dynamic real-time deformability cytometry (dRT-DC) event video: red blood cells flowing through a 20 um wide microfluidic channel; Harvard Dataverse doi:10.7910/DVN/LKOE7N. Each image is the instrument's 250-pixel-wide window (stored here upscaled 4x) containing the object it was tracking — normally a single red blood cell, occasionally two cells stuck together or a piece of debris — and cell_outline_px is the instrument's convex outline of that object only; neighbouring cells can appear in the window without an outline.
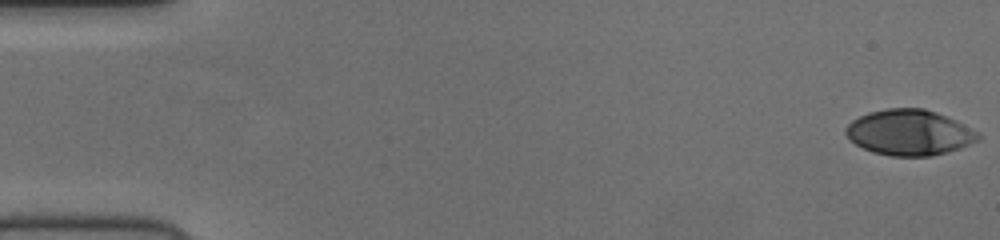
{"species": "human", "species_latin": "Homo sapiens", "temperature_condition": "cold", "stored_images_in_passage": 53, "camera_frame_rate_fps": 3000, "um_per_image_px": 0.085, "donor": {"sex": "female"}, "frame": {"image": 1, "passage_image": 1, "time_ms": 0.0, "image_size_px": [1000, 240], "cell_outline_px": [[980, 140], [960, 148], [948, 152], [932, 156], [892, 156], [872, 152], [856, 144], [844, 132], [844, 128], [852, 120], [868, 112], [888, 108], [924, 108], [936, 112], [956, 120], [976, 132], [980, 136]], "centroid_in_image_um": [77.29, 11.26], "position_along_channel_um": 7.7, "area_um2": 35.08}}
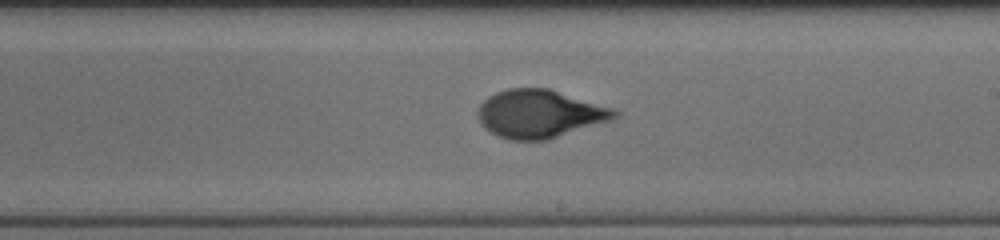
{"frame": {"image": 2, "passage_image": 31, "time_ms": 10.0, "image_size_px": [1000, 240], "cell_outline_px": [[620, 116], [612, 120], [548, 140], [512, 140], [500, 136], [484, 128], [476, 116], [476, 112], [480, 104], [488, 96], [496, 92], [508, 88], [548, 88], [616, 108], [620, 112]], "centroid_in_image_um": [45.91, 9.67], "position_along_channel_um": 243.1, "area_um2": 38.73}}
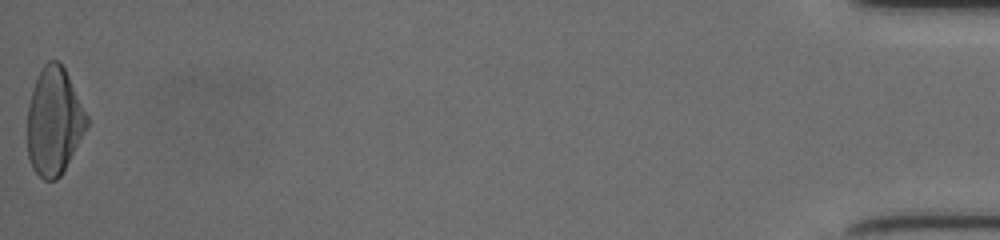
{"frame": {"image": 3, "passage_image": 53, "time_ms": 17.333, "image_size_px": [1000, 240], "cell_outline_px": [[88, 124], [60, 176], [56, 180], [44, 180], [32, 168], [28, 156], [28, 104], [32, 88], [44, 64], [48, 60], [56, 60], [64, 68], [88, 116]], "centroid_in_image_um": [4.57, 10.31], "position_along_channel_um": 430.6, "area_um2": 36.59}}